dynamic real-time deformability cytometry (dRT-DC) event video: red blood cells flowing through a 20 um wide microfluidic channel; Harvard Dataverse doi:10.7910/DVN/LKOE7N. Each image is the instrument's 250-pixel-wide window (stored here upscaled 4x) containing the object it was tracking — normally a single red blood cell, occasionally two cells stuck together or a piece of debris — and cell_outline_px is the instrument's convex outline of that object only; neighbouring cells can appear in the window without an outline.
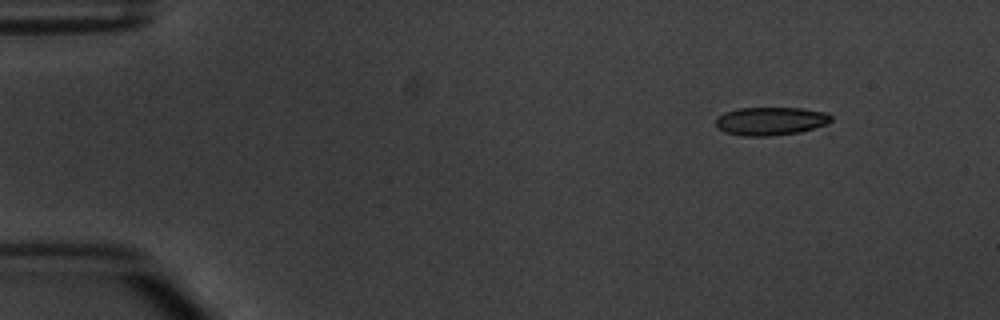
{"species": "common noctule bat (a hibernating species)", "species_latin": "Nyctalus noctula", "temperature_condition": "warm", "stored_images_in_passage": 4, "camera_frame_rate_fps": 3000, "um_per_image_px": 0.085, "animal": {"sex": "male", "body_mass_g": 20.1, "forearm_length_mm": 53.5}, "frame": {"image": 1, "passage_image": 2, "time_ms": 1.333, "image_size_px": [1000, 320], "cell_outline_px": [[832, 120], [828, 124], [800, 132], [772, 136], [744, 136], [724, 132], [716, 128], [716, 120], [724, 112], [736, 108], [804, 108], [828, 112], [832, 116]], "centroid_in_image_um": [65.53, 10.29], "position_along_channel_um": 19.5, "area_um2": 19.25}}
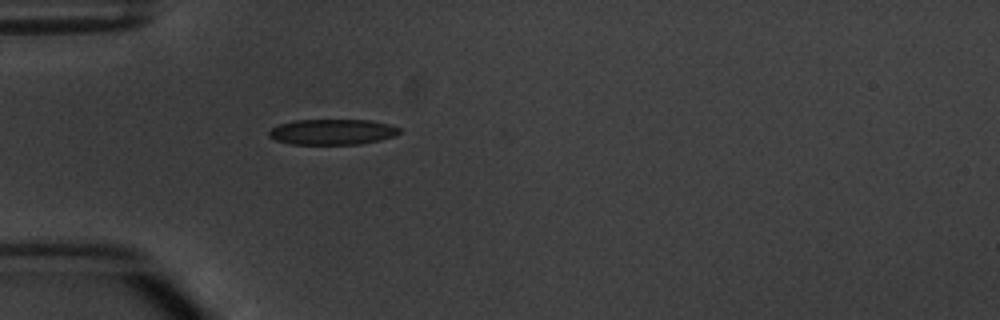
{"frame": {"image": 2, "passage_image": 4, "time_ms": 4.667, "image_size_px": [1000, 320], "cell_outline_px": [[400, 132], [396, 136], [380, 140], [360, 144], [292, 144], [276, 140], [268, 136], [268, 132], [272, 128], [280, 124], [296, 120], [368, 120], [388, 124], [400, 128]], "centroid_in_image_um": [28.26, 11.21], "position_along_channel_um": 56.7, "area_um2": 19.36}}